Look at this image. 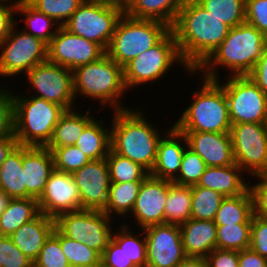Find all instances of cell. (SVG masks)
Listing matches in <instances>:
<instances>
[{"mask_svg":"<svg viewBox=\"0 0 267 267\" xmlns=\"http://www.w3.org/2000/svg\"><path fill=\"white\" fill-rule=\"evenodd\" d=\"M230 27L195 0H184L171 27L185 66L196 71L227 37Z\"/></svg>","mask_w":267,"mask_h":267,"instance_id":"6da1fadb","label":"cell"},{"mask_svg":"<svg viewBox=\"0 0 267 267\" xmlns=\"http://www.w3.org/2000/svg\"><path fill=\"white\" fill-rule=\"evenodd\" d=\"M267 37L247 22L229 29L227 37L211 56L195 71L202 78L218 80L220 66L229 69L230 76L248 75L262 55Z\"/></svg>","mask_w":267,"mask_h":267,"instance_id":"7a4b0ae2","label":"cell"},{"mask_svg":"<svg viewBox=\"0 0 267 267\" xmlns=\"http://www.w3.org/2000/svg\"><path fill=\"white\" fill-rule=\"evenodd\" d=\"M111 129V149L135 163L140 164L149 173L157 156L160 132L145 119L140 109L113 111Z\"/></svg>","mask_w":267,"mask_h":267,"instance_id":"3957f363","label":"cell"},{"mask_svg":"<svg viewBox=\"0 0 267 267\" xmlns=\"http://www.w3.org/2000/svg\"><path fill=\"white\" fill-rule=\"evenodd\" d=\"M203 79L194 101L173 126L180 132L230 133L232 126L224 88L219 80Z\"/></svg>","mask_w":267,"mask_h":267,"instance_id":"277c9868","label":"cell"},{"mask_svg":"<svg viewBox=\"0 0 267 267\" xmlns=\"http://www.w3.org/2000/svg\"><path fill=\"white\" fill-rule=\"evenodd\" d=\"M72 73L75 100L81 94L92 100L98 99L102 106H110L113 111L129 108L120 103L127 90L123 67L106 53L94 62L75 68Z\"/></svg>","mask_w":267,"mask_h":267,"instance_id":"5b68a950","label":"cell"},{"mask_svg":"<svg viewBox=\"0 0 267 267\" xmlns=\"http://www.w3.org/2000/svg\"><path fill=\"white\" fill-rule=\"evenodd\" d=\"M13 92L14 136L18 145L46 147L66 110L43 98Z\"/></svg>","mask_w":267,"mask_h":267,"instance_id":"8992f818","label":"cell"},{"mask_svg":"<svg viewBox=\"0 0 267 267\" xmlns=\"http://www.w3.org/2000/svg\"><path fill=\"white\" fill-rule=\"evenodd\" d=\"M171 27L157 20L135 19L125 13L119 18L106 54L124 67L140 53L158 44Z\"/></svg>","mask_w":267,"mask_h":267,"instance_id":"52a82bcc","label":"cell"},{"mask_svg":"<svg viewBox=\"0 0 267 267\" xmlns=\"http://www.w3.org/2000/svg\"><path fill=\"white\" fill-rule=\"evenodd\" d=\"M185 67L184 69L191 75L195 71H190L180 57L177 43L172 31H170L158 44L140 53L123 67L124 82L127 90L130 87L143 86L148 82L161 80L173 64ZM193 73V74H192Z\"/></svg>","mask_w":267,"mask_h":267,"instance_id":"ba28073f","label":"cell"},{"mask_svg":"<svg viewBox=\"0 0 267 267\" xmlns=\"http://www.w3.org/2000/svg\"><path fill=\"white\" fill-rule=\"evenodd\" d=\"M123 13V3L83 1L63 26L71 33L97 43L106 51Z\"/></svg>","mask_w":267,"mask_h":267,"instance_id":"9c48e42d","label":"cell"},{"mask_svg":"<svg viewBox=\"0 0 267 267\" xmlns=\"http://www.w3.org/2000/svg\"><path fill=\"white\" fill-rule=\"evenodd\" d=\"M111 219L103 211L81 209L59 214L55 227L68 238L84 243L102 255L112 240Z\"/></svg>","mask_w":267,"mask_h":267,"instance_id":"30bf717a","label":"cell"},{"mask_svg":"<svg viewBox=\"0 0 267 267\" xmlns=\"http://www.w3.org/2000/svg\"><path fill=\"white\" fill-rule=\"evenodd\" d=\"M220 85L226 95L232 124H267V95L247 76H231Z\"/></svg>","mask_w":267,"mask_h":267,"instance_id":"8fae6325","label":"cell"},{"mask_svg":"<svg viewBox=\"0 0 267 267\" xmlns=\"http://www.w3.org/2000/svg\"><path fill=\"white\" fill-rule=\"evenodd\" d=\"M14 25L0 44V76L12 77L26 74L36 65L47 61V44Z\"/></svg>","mask_w":267,"mask_h":267,"instance_id":"7c38bea8","label":"cell"},{"mask_svg":"<svg viewBox=\"0 0 267 267\" xmlns=\"http://www.w3.org/2000/svg\"><path fill=\"white\" fill-rule=\"evenodd\" d=\"M230 136L235 163L244 173L267 175V124H232Z\"/></svg>","mask_w":267,"mask_h":267,"instance_id":"4fadbf2b","label":"cell"},{"mask_svg":"<svg viewBox=\"0 0 267 267\" xmlns=\"http://www.w3.org/2000/svg\"><path fill=\"white\" fill-rule=\"evenodd\" d=\"M25 75L32 90L39 92H35L33 96L57 104L66 111L75 109L72 70L47 60L30 69Z\"/></svg>","mask_w":267,"mask_h":267,"instance_id":"5bb4252c","label":"cell"},{"mask_svg":"<svg viewBox=\"0 0 267 267\" xmlns=\"http://www.w3.org/2000/svg\"><path fill=\"white\" fill-rule=\"evenodd\" d=\"M106 51L97 43L60 26L47 46V60L70 70L94 62Z\"/></svg>","mask_w":267,"mask_h":267,"instance_id":"9a60e30c","label":"cell"},{"mask_svg":"<svg viewBox=\"0 0 267 267\" xmlns=\"http://www.w3.org/2000/svg\"><path fill=\"white\" fill-rule=\"evenodd\" d=\"M143 231L146 237V267H176L187 257L179 225L157 224Z\"/></svg>","mask_w":267,"mask_h":267,"instance_id":"2e32d148","label":"cell"},{"mask_svg":"<svg viewBox=\"0 0 267 267\" xmlns=\"http://www.w3.org/2000/svg\"><path fill=\"white\" fill-rule=\"evenodd\" d=\"M37 201L40 212L53 218L64 212L81 210V197L75 179L70 173L55 169Z\"/></svg>","mask_w":267,"mask_h":267,"instance_id":"e0dca14e","label":"cell"},{"mask_svg":"<svg viewBox=\"0 0 267 267\" xmlns=\"http://www.w3.org/2000/svg\"><path fill=\"white\" fill-rule=\"evenodd\" d=\"M71 175L80 192L81 209L103 211L111 184L106 158L90 160Z\"/></svg>","mask_w":267,"mask_h":267,"instance_id":"ac0fdd59","label":"cell"},{"mask_svg":"<svg viewBox=\"0 0 267 267\" xmlns=\"http://www.w3.org/2000/svg\"><path fill=\"white\" fill-rule=\"evenodd\" d=\"M173 182L148 175L142 182L131 211L140 229L165 223V203Z\"/></svg>","mask_w":267,"mask_h":267,"instance_id":"d6986e66","label":"cell"},{"mask_svg":"<svg viewBox=\"0 0 267 267\" xmlns=\"http://www.w3.org/2000/svg\"><path fill=\"white\" fill-rule=\"evenodd\" d=\"M188 148L198 154L207 167H224L235 163L230 133L182 132Z\"/></svg>","mask_w":267,"mask_h":267,"instance_id":"ffe728a7","label":"cell"},{"mask_svg":"<svg viewBox=\"0 0 267 267\" xmlns=\"http://www.w3.org/2000/svg\"><path fill=\"white\" fill-rule=\"evenodd\" d=\"M24 183L26 198L38 199L54 170L53 156L47 147L23 146Z\"/></svg>","mask_w":267,"mask_h":267,"instance_id":"44dd1931","label":"cell"},{"mask_svg":"<svg viewBox=\"0 0 267 267\" xmlns=\"http://www.w3.org/2000/svg\"><path fill=\"white\" fill-rule=\"evenodd\" d=\"M166 132L159 141L156 161L149 175L172 181L179 173L182 156L188 145L185 135L174 126Z\"/></svg>","mask_w":267,"mask_h":267,"instance_id":"7402d4cb","label":"cell"},{"mask_svg":"<svg viewBox=\"0 0 267 267\" xmlns=\"http://www.w3.org/2000/svg\"><path fill=\"white\" fill-rule=\"evenodd\" d=\"M180 233L187 257L206 258L216 249L217 225L214 221L189 218L180 225Z\"/></svg>","mask_w":267,"mask_h":267,"instance_id":"603a6c76","label":"cell"},{"mask_svg":"<svg viewBox=\"0 0 267 267\" xmlns=\"http://www.w3.org/2000/svg\"><path fill=\"white\" fill-rule=\"evenodd\" d=\"M54 228L55 218L40 212L9 237L18 249L34 262Z\"/></svg>","mask_w":267,"mask_h":267,"instance_id":"cb8c5ba5","label":"cell"},{"mask_svg":"<svg viewBox=\"0 0 267 267\" xmlns=\"http://www.w3.org/2000/svg\"><path fill=\"white\" fill-rule=\"evenodd\" d=\"M243 172L237 164L207 167L197 185L215 190L224 197L238 196L247 190V182L241 176Z\"/></svg>","mask_w":267,"mask_h":267,"instance_id":"d4e9b609","label":"cell"},{"mask_svg":"<svg viewBox=\"0 0 267 267\" xmlns=\"http://www.w3.org/2000/svg\"><path fill=\"white\" fill-rule=\"evenodd\" d=\"M184 0H124V13L135 19L157 20L172 27Z\"/></svg>","mask_w":267,"mask_h":267,"instance_id":"484cf974","label":"cell"},{"mask_svg":"<svg viewBox=\"0 0 267 267\" xmlns=\"http://www.w3.org/2000/svg\"><path fill=\"white\" fill-rule=\"evenodd\" d=\"M81 114L76 108L65 111L55 126L52 138L46 147L59 148L74 145L84 128L94 119L90 109L87 113Z\"/></svg>","mask_w":267,"mask_h":267,"instance_id":"4316f807","label":"cell"},{"mask_svg":"<svg viewBox=\"0 0 267 267\" xmlns=\"http://www.w3.org/2000/svg\"><path fill=\"white\" fill-rule=\"evenodd\" d=\"M102 121L94 118L74 144L89 160L104 159L111 149V129L104 128Z\"/></svg>","mask_w":267,"mask_h":267,"instance_id":"83f0119b","label":"cell"},{"mask_svg":"<svg viewBox=\"0 0 267 267\" xmlns=\"http://www.w3.org/2000/svg\"><path fill=\"white\" fill-rule=\"evenodd\" d=\"M23 145H17L0 166V189L11 198H26Z\"/></svg>","mask_w":267,"mask_h":267,"instance_id":"f1b7e54d","label":"cell"},{"mask_svg":"<svg viewBox=\"0 0 267 267\" xmlns=\"http://www.w3.org/2000/svg\"><path fill=\"white\" fill-rule=\"evenodd\" d=\"M39 213L36 198H12L0 215V236H10Z\"/></svg>","mask_w":267,"mask_h":267,"instance_id":"f546056e","label":"cell"},{"mask_svg":"<svg viewBox=\"0 0 267 267\" xmlns=\"http://www.w3.org/2000/svg\"><path fill=\"white\" fill-rule=\"evenodd\" d=\"M15 12L16 14L19 12L20 15L25 16L22 19L24 20L23 23H25L27 30L23 29V31L41 39L47 45L50 43L52 37L57 33L60 27V24L53 18L41 13L27 0H19L15 4Z\"/></svg>","mask_w":267,"mask_h":267,"instance_id":"4dcf8cb0","label":"cell"},{"mask_svg":"<svg viewBox=\"0 0 267 267\" xmlns=\"http://www.w3.org/2000/svg\"><path fill=\"white\" fill-rule=\"evenodd\" d=\"M143 181L111 182L106 206L103 210L111 218L117 214L121 217L131 214L140 186Z\"/></svg>","mask_w":267,"mask_h":267,"instance_id":"1f68e13d","label":"cell"},{"mask_svg":"<svg viewBox=\"0 0 267 267\" xmlns=\"http://www.w3.org/2000/svg\"><path fill=\"white\" fill-rule=\"evenodd\" d=\"M191 186L172 183L165 203V223L182 225L191 215Z\"/></svg>","mask_w":267,"mask_h":267,"instance_id":"d6a6232c","label":"cell"},{"mask_svg":"<svg viewBox=\"0 0 267 267\" xmlns=\"http://www.w3.org/2000/svg\"><path fill=\"white\" fill-rule=\"evenodd\" d=\"M216 225L252 223L251 202L247 190L238 196L225 197L214 218Z\"/></svg>","mask_w":267,"mask_h":267,"instance_id":"836d02e7","label":"cell"},{"mask_svg":"<svg viewBox=\"0 0 267 267\" xmlns=\"http://www.w3.org/2000/svg\"><path fill=\"white\" fill-rule=\"evenodd\" d=\"M52 234L60 241L61 249L71 267H101V255L96 250L68 238L56 227Z\"/></svg>","mask_w":267,"mask_h":267,"instance_id":"e575fe53","label":"cell"},{"mask_svg":"<svg viewBox=\"0 0 267 267\" xmlns=\"http://www.w3.org/2000/svg\"><path fill=\"white\" fill-rule=\"evenodd\" d=\"M191 189L192 202L190 218L214 221L216 212L225 197L215 190L207 189L197 184L192 185Z\"/></svg>","mask_w":267,"mask_h":267,"instance_id":"d590c367","label":"cell"},{"mask_svg":"<svg viewBox=\"0 0 267 267\" xmlns=\"http://www.w3.org/2000/svg\"><path fill=\"white\" fill-rule=\"evenodd\" d=\"M230 28L246 22L245 0H195Z\"/></svg>","mask_w":267,"mask_h":267,"instance_id":"8d00e7d4","label":"cell"},{"mask_svg":"<svg viewBox=\"0 0 267 267\" xmlns=\"http://www.w3.org/2000/svg\"><path fill=\"white\" fill-rule=\"evenodd\" d=\"M111 182L143 181L149 172L140 164L121 156L110 149L106 157Z\"/></svg>","mask_w":267,"mask_h":267,"instance_id":"74e56055","label":"cell"},{"mask_svg":"<svg viewBox=\"0 0 267 267\" xmlns=\"http://www.w3.org/2000/svg\"><path fill=\"white\" fill-rule=\"evenodd\" d=\"M252 223L217 225L216 248L241 251L250 247Z\"/></svg>","mask_w":267,"mask_h":267,"instance_id":"f35d334b","label":"cell"},{"mask_svg":"<svg viewBox=\"0 0 267 267\" xmlns=\"http://www.w3.org/2000/svg\"><path fill=\"white\" fill-rule=\"evenodd\" d=\"M123 224V225H122ZM120 230L115 234L113 233L112 239L117 244H125V252L128 259H131L136 267H146L147 254H146V237L143 229H140V235L144 237L134 235L127 223H122ZM140 237V238H139Z\"/></svg>","mask_w":267,"mask_h":267,"instance_id":"ab89813d","label":"cell"},{"mask_svg":"<svg viewBox=\"0 0 267 267\" xmlns=\"http://www.w3.org/2000/svg\"><path fill=\"white\" fill-rule=\"evenodd\" d=\"M33 7L63 26L83 0H27Z\"/></svg>","mask_w":267,"mask_h":267,"instance_id":"60d3db41","label":"cell"},{"mask_svg":"<svg viewBox=\"0 0 267 267\" xmlns=\"http://www.w3.org/2000/svg\"><path fill=\"white\" fill-rule=\"evenodd\" d=\"M206 168L207 165L201 157L187 147L182 156L179 173L172 182L178 185H196Z\"/></svg>","mask_w":267,"mask_h":267,"instance_id":"b9f144b4","label":"cell"},{"mask_svg":"<svg viewBox=\"0 0 267 267\" xmlns=\"http://www.w3.org/2000/svg\"><path fill=\"white\" fill-rule=\"evenodd\" d=\"M48 149L53 156L54 169L61 172L72 174L90 161L75 145Z\"/></svg>","mask_w":267,"mask_h":267,"instance_id":"7bdbcfd3","label":"cell"},{"mask_svg":"<svg viewBox=\"0 0 267 267\" xmlns=\"http://www.w3.org/2000/svg\"><path fill=\"white\" fill-rule=\"evenodd\" d=\"M33 267H71L61 249L60 241L53 234L45 241Z\"/></svg>","mask_w":267,"mask_h":267,"instance_id":"ee69618b","label":"cell"},{"mask_svg":"<svg viewBox=\"0 0 267 267\" xmlns=\"http://www.w3.org/2000/svg\"><path fill=\"white\" fill-rule=\"evenodd\" d=\"M0 85V140L14 136V101L10 88ZM5 88V89H4Z\"/></svg>","mask_w":267,"mask_h":267,"instance_id":"f6af8a7d","label":"cell"},{"mask_svg":"<svg viewBox=\"0 0 267 267\" xmlns=\"http://www.w3.org/2000/svg\"><path fill=\"white\" fill-rule=\"evenodd\" d=\"M0 267H33V261L18 249L9 236H0Z\"/></svg>","mask_w":267,"mask_h":267,"instance_id":"bcb514c9","label":"cell"},{"mask_svg":"<svg viewBox=\"0 0 267 267\" xmlns=\"http://www.w3.org/2000/svg\"><path fill=\"white\" fill-rule=\"evenodd\" d=\"M253 177H257L258 183L249 185L247 182L252 217H267V175Z\"/></svg>","mask_w":267,"mask_h":267,"instance_id":"7dc6e473","label":"cell"},{"mask_svg":"<svg viewBox=\"0 0 267 267\" xmlns=\"http://www.w3.org/2000/svg\"><path fill=\"white\" fill-rule=\"evenodd\" d=\"M245 19L267 37V0H245Z\"/></svg>","mask_w":267,"mask_h":267,"instance_id":"c3c4849f","label":"cell"},{"mask_svg":"<svg viewBox=\"0 0 267 267\" xmlns=\"http://www.w3.org/2000/svg\"><path fill=\"white\" fill-rule=\"evenodd\" d=\"M101 267H136L125 252V244H117L113 239L101 255Z\"/></svg>","mask_w":267,"mask_h":267,"instance_id":"681fc988","label":"cell"},{"mask_svg":"<svg viewBox=\"0 0 267 267\" xmlns=\"http://www.w3.org/2000/svg\"><path fill=\"white\" fill-rule=\"evenodd\" d=\"M249 248L267 259V217H252Z\"/></svg>","mask_w":267,"mask_h":267,"instance_id":"f907efd6","label":"cell"},{"mask_svg":"<svg viewBox=\"0 0 267 267\" xmlns=\"http://www.w3.org/2000/svg\"><path fill=\"white\" fill-rule=\"evenodd\" d=\"M208 267H238V251L214 249L207 257Z\"/></svg>","mask_w":267,"mask_h":267,"instance_id":"816d5d0a","label":"cell"},{"mask_svg":"<svg viewBox=\"0 0 267 267\" xmlns=\"http://www.w3.org/2000/svg\"><path fill=\"white\" fill-rule=\"evenodd\" d=\"M247 76L267 95V44L253 70Z\"/></svg>","mask_w":267,"mask_h":267,"instance_id":"f5cc1de1","label":"cell"},{"mask_svg":"<svg viewBox=\"0 0 267 267\" xmlns=\"http://www.w3.org/2000/svg\"><path fill=\"white\" fill-rule=\"evenodd\" d=\"M15 13V4L0 2V44L9 35L11 28L16 24V19L14 18Z\"/></svg>","mask_w":267,"mask_h":267,"instance_id":"db71d44e","label":"cell"},{"mask_svg":"<svg viewBox=\"0 0 267 267\" xmlns=\"http://www.w3.org/2000/svg\"><path fill=\"white\" fill-rule=\"evenodd\" d=\"M238 267H267V259L250 248L238 251Z\"/></svg>","mask_w":267,"mask_h":267,"instance_id":"11a10c76","label":"cell"},{"mask_svg":"<svg viewBox=\"0 0 267 267\" xmlns=\"http://www.w3.org/2000/svg\"><path fill=\"white\" fill-rule=\"evenodd\" d=\"M17 145L18 143L16 138H6L0 140V166Z\"/></svg>","mask_w":267,"mask_h":267,"instance_id":"9f6ffc18","label":"cell"},{"mask_svg":"<svg viewBox=\"0 0 267 267\" xmlns=\"http://www.w3.org/2000/svg\"><path fill=\"white\" fill-rule=\"evenodd\" d=\"M176 267H208L206 258L186 257Z\"/></svg>","mask_w":267,"mask_h":267,"instance_id":"6f0895ef","label":"cell"},{"mask_svg":"<svg viewBox=\"0 0 267 267\" xmlns=\"http://www.w3.org/2000/svg\"><path fill=\"white\" fill-rule=\"evenodd\" d=\"M12 198L0 189V215L6 209Z\"/></svg>","mask_w":267,"mask_h":267,"instance_id":"680465c9","label":"cell"},{"mask_svg":"<svg viewBox=\"0 0 267 267\" xmlns=\"http://www.w3.org/2000/svg\"><path fill=\"white\" fill-rule=\"evenodd\" d=\"M83 1L101 2V3H107V4L123 3L122 0H83Z\"/></svg>","mask_w":267,"mask_h":267,"instance_id":"91938a15","label":"cell"},{"mask_svg":"<svg viewBox=\"0 0 267 267\" xmlns=\"http://www.w3.org/2000/svg\"><path fill=\"white\" fill-rule=\"evenodd\" d=\"M13 3V4H16L19 0H0V2H7L8 3Z\"/></svg>","mask_w":267,"mask_h":267,"instance_id":"94428289","label":"cell"}]
</instances>
